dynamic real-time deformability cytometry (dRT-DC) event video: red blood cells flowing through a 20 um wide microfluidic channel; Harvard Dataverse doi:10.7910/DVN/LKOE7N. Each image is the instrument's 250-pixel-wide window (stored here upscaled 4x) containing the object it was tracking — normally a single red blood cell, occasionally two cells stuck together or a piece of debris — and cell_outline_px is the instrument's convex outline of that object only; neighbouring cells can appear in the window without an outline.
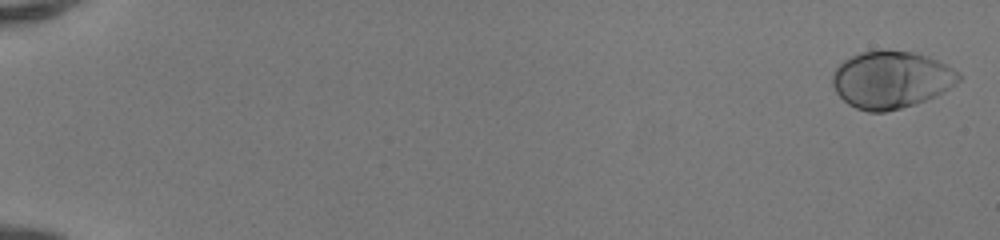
{"species": "human", "species_latin": "Homo sapiens", "temperature_condition": "room temperature", "stored_images_in_passage": 52, "camera_frame_rate_fps": 3000, "um_per_image_px": 0.085, "donor": {"sex": "female"}, "frame": {"image": 1, "passage_image": 2, "time_ms": 0.333, "image_size_px": [1000, 240], "cell_outline_px": [[960, 80], [944, 92], [936, 96], [900, 108], [884, 112], [868, 112], [856, 108], [848, 104], [836, 92], [832, 84], [832, 76], [836, 68], [844, 60], [860, 52], [884, 48], [912, 52], [928, 56], [960, 72]], "centroid_in_image_um": [75.73, 6.75], "position_along_channel_um": 9.3, "area_um2": 42.19}}
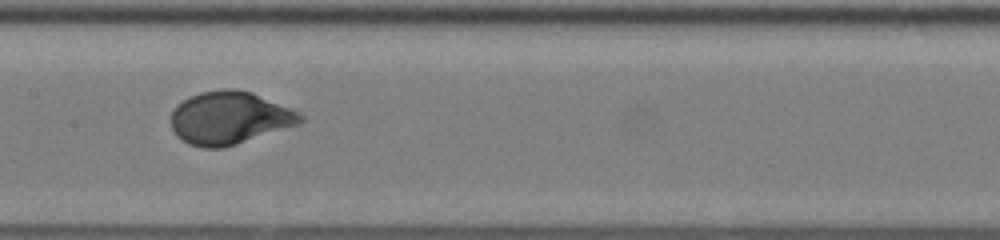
{"frame": {"image": 2, "passage_image": 29, "time_ms": 9.333, "image_size_px": [1000, 240], "cell_outline_px": [[304, 120], [300, 124], [224, 148], [204, 148], [188, 144], [176, 136], [172, 128], [172, 112], [176, 104], [200, 92], [220, 88], [236, 88], [252, 92], [300, 112], [304, 116]], "centroid_in_image_um": [19.52, 10.02], "position_along_channel_um": 187.9, "area_um2": 40.06}}
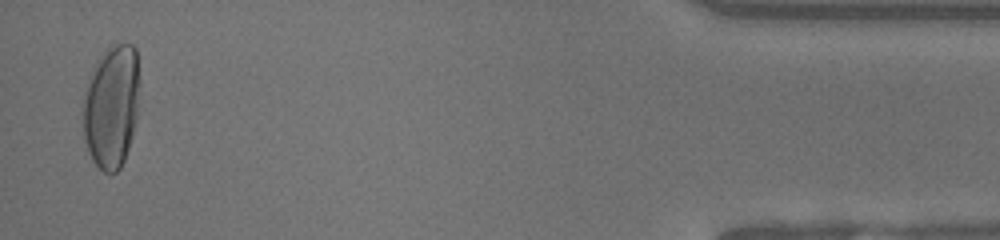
{"frame": {"image": 3, "passage_image": 51, "time_ms": 16.667, "image_size_px": [1000, 240], "cell_outline_px": [[140, 80], [136, 116], [128, 148], [124, 160], [120, 168], [116, 172], [104, 172], [92, 160], [88, 152], [84, 140], [84, 100], [92, 68], [104, 52], [108, 48], [116, 44], [132, 44], [136, 48]], "centroid_in_image_um": [9.49, 9.03], "position_along_channel_um": 425.7, "area_um2": 40.17}, "authors_computed_cell_mechanics": {"area_um2": 39.2751, "velocity_mm_per_s": 4.1579, "shape_relaxation_time_tau1_ms": 2.6641, "shape_relaxation_time_tau2_ms": null, "deformation_change_tau1": 0.1755, "deformation_change_tau2": null}}